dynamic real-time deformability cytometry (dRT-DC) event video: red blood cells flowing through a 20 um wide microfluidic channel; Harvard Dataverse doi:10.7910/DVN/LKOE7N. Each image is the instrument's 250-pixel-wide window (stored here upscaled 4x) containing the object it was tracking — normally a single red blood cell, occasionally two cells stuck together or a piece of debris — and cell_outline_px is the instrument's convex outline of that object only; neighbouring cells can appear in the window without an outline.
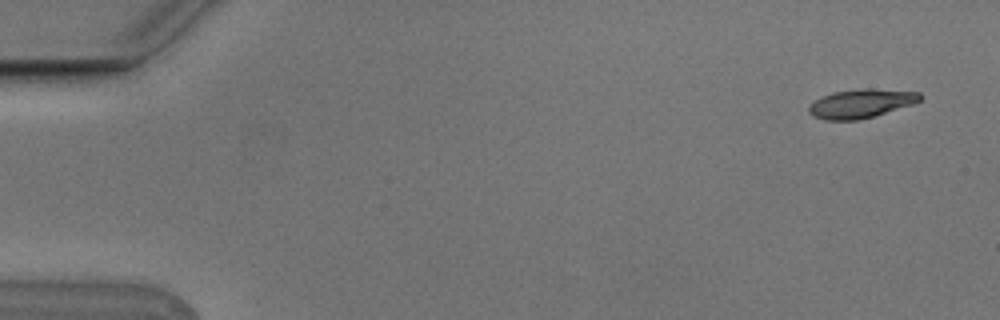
{"species": "Egyptian fruit bat (a non-hibernating species)", "species_latin": "Rousettus aegyptiacus", "temperature_condition": "cold", "stored_images_in_passage": 5, "camera_frame_rate_fps": 3000, "um_per_image_px": 0.085, "animal": {"sex": "male"}, "frame": {"image": 1, "passage_image": 1, "time_ms": 0.0, "image_size_px": [1000, 320], "cell_outline_px": [[924, 96], [920, 100], [912, 104], [872, 116], [856, 120], [824, 120], [812, 116], [808, 112], [808, 108], [816, 100], [832, 92], [868, 88], [872, 88], [920, 92]], "centroid_in_image_um": [73.19, 8.79], "position_along_channel_um": 11.8, "area_um2": 18.44}}